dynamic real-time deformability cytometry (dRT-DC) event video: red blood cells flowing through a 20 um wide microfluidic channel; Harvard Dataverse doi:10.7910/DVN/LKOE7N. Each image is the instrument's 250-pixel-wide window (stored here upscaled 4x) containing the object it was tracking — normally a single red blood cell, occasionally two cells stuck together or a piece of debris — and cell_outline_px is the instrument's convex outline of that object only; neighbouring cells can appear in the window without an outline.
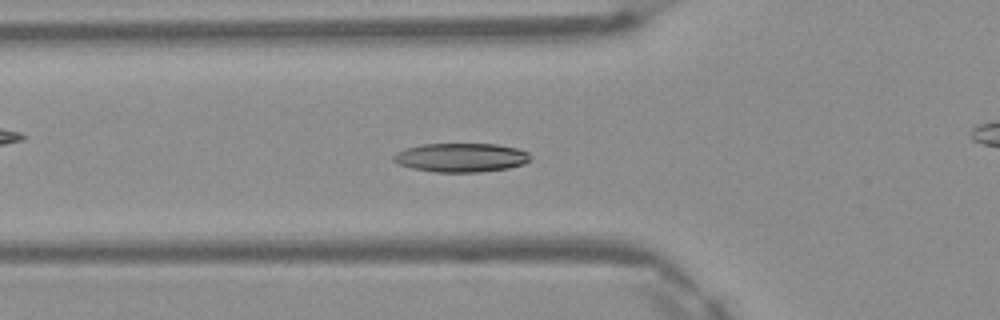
{"species": "Egyptian fruit bat (a non-hibernating species)", "species_latin": "Rousettus aegyptiacus", "temperature_condition": "warm", "stored_images_in_passage": 49, "camera_frame_rate_fps": 3000, "um_per_image_px": 0.085, "frame": {"image": 1, "passage_image": 16, "time_ms": 5.0, "image_size_px": [1000, 320], "cell_outline_px": [[532, 160], [524, 164], [508, 168], [480, 172], [436, 172], [412, 168], [400, 164], [392, 160], [392, 156], [396, 152], [408, 148], [424, 144], [496, 144], [516, 148], [528, 152], [532, 156]], "centroid_in_image_um": [39.23, 13.39], "position_along_channel_um": 86.6, "area_um2": 23.06}}
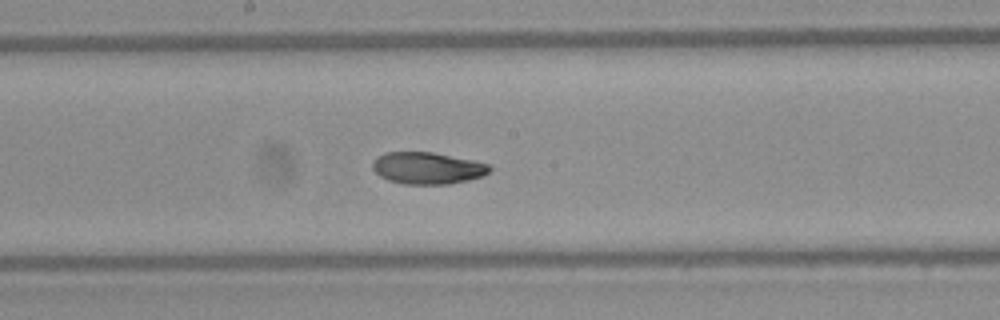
{"frame": {"image": 2, "passage_image": 25, "time_ms": 8.0, "image_size_px": [1000, 320], "cell_outline_px": [[492, 168], [484, 176], [468, 180], [448, 184], [404, 184], [388, 180], [380, 176], [372, 168], [372, 160], [376, 156], [384, 152], [432, 152], [472, 160], [488, 164]], "centroid_in_image_um": [36.3, 14.28], "position_along_channel_um": 211.9, "area_um2": 21.79}}
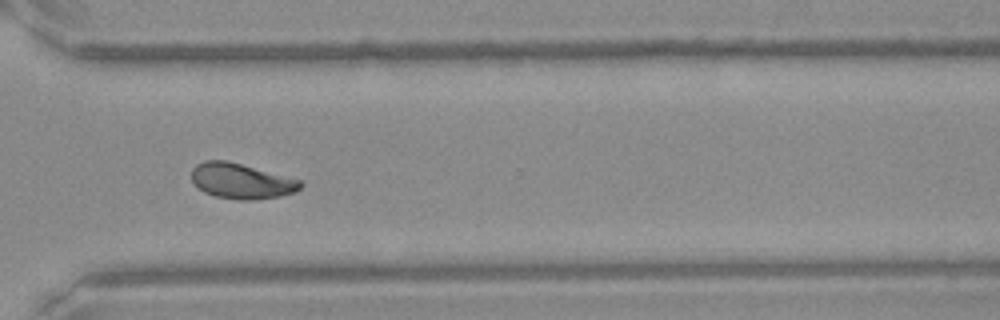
{"frame": {"image": 3, "passage_image": 35, "time_ms": 11.333, "image_size_px": [1000, 320], "cell_outline_px": [[304, 184], [296, 192], [280, 196], [252, 200], [240, 200], [216, 196], [204, 192], [192, 180], [192, 168], [196, 164], [204, 160], [224, 160], [304, 180]], "centroid_in_image_um": [20.56, 15.39], "position_along_channel_um": 350.0, "area_um2": 22.43}, "authors_computed_cell_mechanics": {"area_um2": 22.1952, "velocity_mm_per_s": 4.143, "shape_relaxation_time_tau1_ms": 3.7233, "shape_relaxation_time_tau2_ms": 2.2279, "deformation_change_tau1": 0.1299, "deformation_change_tau2": 0.0683}}